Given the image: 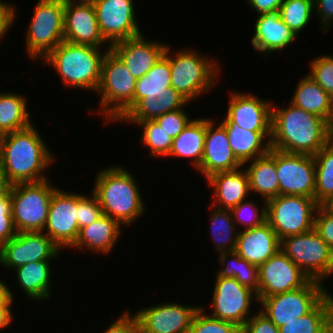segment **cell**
I'll return each instance as SVG.
<instances>
[{
	"label": "cell",
	"mask_w": 333,
	"mask_h": 333,
	"mask_svg": "<svg viewBox=\"0 0 333 333\" xmlns=\"http://www.w3.org/2000/svg\"><path fill=\"white\" fill-rule=\"evenodd\" d=\"M43 137L34 123L0 136V168L12 184L49 179L47 169L57 158Z\"/></svg>",
	"instance_id": "obj_1"
},
{
	"label": "cell",
	"mask_w": 333,
	"mask_h": 333,
	"mask_svg": "<svg viewBox=\"0 0 333 333\" xmlns=\"http://www.w3.org/2000/svg\"><path fill=\"white\" fill-rule=\"evenodd\" d=\"M329 123L290 103L272 105L270 147L314 156L329 143Z\"/></svg>",
	"instance_id": "obj_2"
},
{
	"label": "cell",
	"mask_w": 333,
	"mask_h": 333,
	"mask_svg": "<svg viewBox=\"0 0 333 333\" xmlns=\"http://www.w3.org/2000/svg\"><path fill=\"white\" fill-rule=\"evenodd\" d=\"M131 172L120 164L101 168L94 177L91 189L99 200L103 214L122 227H130L147 210L140 183Z\"/></svg>",
	"instance_id": "obj_3"
},
{
	"label": "cell",
	"mask_w": 333,
	"mask_h": 333,
	"mask_svg": "<svg viewBox=\"0 0 333 333\" xmlns=\"http://www.w3.org/2000/svg\"><path fill=\"white\" fill-rule=\"evenodd\" d=\"M103 49L62 41L42 60V65L55 70L64 88L95 93L101 78L102 62L110 47Z\"/></svg>",
	"instance_id": "obj_4"
},
{
	"label": "cell",
	"mask_w": 333,
	"mask_h": 333,
	"mask_svg": "<svg viewBox=\"0 0 333 333\" xmlns=\"http://www.w3.org/2000/svg\"><path fill=\"white\" fill-rule=\"evenodd\" d=\"M171 49L172 46L167 45L164 52L169 59L171 86L190 103L217 87L223 68L219 60L192 47Z\"/></svg>",
	"instance_id": "obj_5"
},
{
	"label": "cell",
	"mask_w": 333,
	"mask_h": 333,
	"mask_svg": "<svg viewBox=\"0 0 333 333\" xmlns=\"http://www.w3.org/2000/svg\"><path fill=\"white\" fill-rule=\"evenodd\" d=\"M137 79L132 76L121 59L110 49L104 56L101 78L95 95L99 96L98 110L106 124L116 123L133 107ZM101 113V114H100Z\"/></svg>",
	"instance_id": "obj_6"
},
{
	"label": "cell",
	"mask_w": 333,
	"mask_h": 333,
	"mask_svg": "<svg viewBox=\"0 0 333 333\" xmlns=\"http://www.w3.org/2000/svg\"><path fill=\"white\" fill-rule=\"evenodd\" d=\"M64 8L61 0H38L25 32V51L30 60H43L64 41Z\"/></svg>",
	"instance_id": "obj_7"
},
{
	"label": "cell",
	"mask_w": 333,
	"mask_h": 333,
	"mask_svg": "<svg viewBox=\"0 0 333 333\" xmlns=\"http://www.w3.org/2000/svg\"><path fill=\"white\" fill-rule=\"evenodd\" d=\"M58 187L50 179L12 185L11 213L17 232H43L51 197Z\"/></svg>",
	"instance_id": "obj_8"
},
{
	"label": "cell",
	"mask_w": 333,
	"mask_h": 333,
	"mask_svg": "<svg viewBox=\"0 0 333 333\" xmlns=\"http://www.w3.org/2000/svg\"><path fill=\"white\" fill-rule=\"evenodd\" d=\"M281 250L310 280L325 284L333 277V251L314 229L283 238Z\"/></svg>",
	"instance_id": "obj_9"
},
{
	"label": "cell",
	"mask_w": 333,
	"mask_h": 333,
	"mask_svg": "<svg viewBox=\"0 0 333 333\" xmlns=\"http://www.w3.org/2000/svg\"><path fill=\"white\" fill-rule=\"evenodd\" d=\"M318 206L313 198L278 195L266 201V221L281 241L283 238L313 230Z\"/></svg>",
	"instance_id": "obj_10"
},
{
	"label": "cell",
	"mask_w": 333,
	"mask_h": 333,
	"mask_svg": "<svg viewBox=\"0 0 333 333\" xmlns=\"http://www.w3.org/2000/svg\"><path fill=\"white\" fill-rule=\"evenodd\" d=\"M329 290L325 284L310 280L302 288H297L269 297H258L259 308L263 315L277 327H281L309 313Z\"/></svg>",
	"instance_id": "obj_11"
},
{
	"label": "cell",
	"mask_w": 333,
	"mask_h": 333,
	"mask_svg": "<svg viewBox=\"0 0 333 333\" xmlns=\"http://www.w3.org/2000/svg\"><path fill=\"white\" fill-rule=\"evenodd\" d=\"M214 277L215 284L209 306L212 311L206 313L242 328L247 320L256 313L252 312L251 307L254 302L259 304L257 293L241 285L235 278Z\"/></svg>",
	"instance_id": "obj_12"
},
{
	"label": "cell",
	"mask_w": 333,
	"mask_h": 333,
	"mask_svg": "<svg viewBox=\"0 0 333 333\" xmlns=\"http://www.w3.org/2000/svg\"><path fill=\"white\" fill-rule=\"evenodd\" d=\"M61 253L44 232H17L0 247V266L13 271L30 262L53 261Z\"/></svg>",
	"instance_id": "obj_13"
},
{
	"label": "cell",
	"mask_w": 333,
	"mask_h": 333,
	"mask_svg": "<svg viewBox=\"0 0 333 333\" xmlns=\"http://www.w3.org/2000/svg\"><path fill=\"white\" fill-rule=\"evenodd\" d=\"M78 193L58 187L51 197L43 232L60 248L70 249L79 234Z\"/></svg>",
	"instance_id": "obj_14"
},
{
	"label": "cell",
	"mask_w": 333,
	"mask_h": 333,
	"mask_svg": "<svg viewBox=\"0 0 333 333\" xmlns=\"http://www.w3.org/2000/svg\"><path fill=\"white\" fill-rule=\"evenodd\" d=\"M279 195H299L315 199L314 157L275 149Z\"/></svg>",
	"instance_id": "obj_15"
},
{
	"label": "cell",
	"mask_w": 333,
	"mask_h": 333,
	"mask_svg": "<svg viewBox=\"0 0 333 333\" xmlns=\"http://www.w3.org/2000/svg\"><path fill=\"white\" fill-rule=\"evenodd\" d=\"M134 0H96L94 8L104 39L110 44L141 35Z\"/></svg>",
	"instance_id": "obj_16"
},
{
	"label": "cell",
	"mask_w": 333,
	"mask_h": 333,
	"mask_svg": "<svg viewBox=\"0 0 333 333\" xmlns=\"http://www.w3.org/2000/svg\"><path fill=\"white\" fill-rule=\"evenodd\" d=\"M165 302L134 311L140 333H188L200 305Z\"/></svg>",
	"instance_id": "obj_17"
},
{
	"label": "cell",
	"mask_w": 333,
	"mask_h": 333,
	"mask_svg": "<svg viewBox=\"0 0 333 333\" xmlns=\"http://www.w3.org/2000/svg\"><path fill=\"white\" fill-rule=\"evenodd\" d=\"M227 113L222 124H237L249 131H271L272 105L274 101L262 99L254 93L229 92Z\"/></svg>",
	"instance_id": "obj_18"
},
{
	"label": "cell",
	"mask_w": 333,
	"mask_h": 333,
	"mask_svg": "<svg viewBox=\"0 0 333 333\" xmlns=\"http://www.w3.org/2000/svg\"><path fill=\"white\" fill-rule=\"evenodd\" d=\"M310 281L309 277L280 249L259 266L258 297H269L297 288Z\"/></svg>",
	"instance_id": "obj_19"
},
{
	"label": "cell",
	"mask_w": 333,
	"mask_h": 333,
	"mask_svg": "<svg viewBox=\"0 0 333 333\" xmlns=\"http://www.w3.org/2000/svg\"><path fill=\"white\" fill-rule=\"evenodd\" d=\"M215 119L207 117V130L200 166L196 172L203 178L217 172L234 171L243 165L232 152L225 126Z\"/></svg>",
	"instance_id": "obj_20"
},
{
	"label": "cell",
	"mask_w": 333,
	"mask_h": 333,
	"mask_svg": "<svg viewBox=\"0 0 333 333\" xmlns=\"http://www.w3.org/2000/svg\"><path fill=\"white\" fill-rule=\"evenodd\" d=\"M168 43L139 36L122 40L111 45L110 49L121 59L136 79L143 77L164 55Z\"/></svg>",
	"instance_id": "obj_21"
},
{
	"label": "cell",
	"mask_w": 333,
	"mask_h": 333,
	"mask_svg": "<svg viewBox=\"0 0 333 333\" xmlns=\"http://www.w3.org/2000/svg\"><path fill=\"white\" fill-rule=\"evenodd\" d=\"M64 41L72 44L111 47L101 34L93 4L65 5Z\"/></svg>",
	"instance_id": "obj_22"
},
{
	"label": "cell",
	"mask_w": 333,
	"mask_h": 333,
	"mask_svg": "<svg viewBox=\"0 0 333 333\" xmlns=\"http://www.w3.org/2000/svg\"><path fill=\"white\" fill-rule=\"evenodd\" d=\"M254 24L250 43L254 51L264 55L265 58L267 54L270 56L273 53H281L280 51L299 39L282 21L279 12L260 14Z\"/></svg>",
	"instance_id": "obj_23"
},
{
	"label": "cell",
	"mask_w": 333,
	"mask_h": 333,
	"mask_svg": "<svg viewBox=\"0 0 333 333\" xmlns=\"http://www.w3.org/2000/svg\"><path fill=\"white\" fill-rule=\"evenodd\" d=\"M280 249L281 241L267 221L238 232L235 251L251 264L260 266Z\"/></svg>",
	"instance_id": "obj_24"
},
{
	"label": "cell",
	"mask_w": 333,
	"mask_h": 333,
	"mask_svg": "<svg viewBox=\"0 0 333 333\" xmlns=\"http://www.w3.org/2000/svg\"><path fill=\"white\" fill-rule=\"evenodd\" d=\"M206 180L207 187L213 190V202L209 203L219 209L231 210L251 195L248 175L244 167L226 172H217Z\"/></svg>",
	"instance_id": "obj_25"
},
{
	"label": "cell",
	"mask_w": 333,
	"mask_h": 333,
	"mask_svg": "<svg viewBox=\"0 0 333 333\" xmlns=\"http://www.w3.org/2000/svg\"><path fill=\"white\" fill-rule=\"evenodd\" d=\"M123 229L116 220L103 214L95 222L79 230L78 237L70 249L110 256L116 249Z\"/></svg>",
	"instance_id": "obj_26"
},
{
	"label": "cell",
	"mask_w": 333,
	"mask_h": 333,
	"mask_svg": "<svg viewBox=\"0 0 333 333\" xmlns=\"http://www.w3.org/2000/svg\"><path fill=\"white\" fill-rule=\"evenodd\" d=\"M189 101L172 86L168 91L144 93L141 98L119 121L135 125L139 121L155 118L174 110L188 107ZM123 121V122H122Z\"/></svg>",
	"instance_id": "obj_27"
},
{
	"label": "cell",
	"mask_w": 333,
	"mask_h": 333,
	"mask_svg": "<svg viewBox=\"0 0 333 333\" xmlns=\"http://www.w3.org/2000/svg\"><path fill=\"white\" fill-rule=\"evenodd\" d=\"M52 267L51 261H37L14 269L15 282L17 281L16 283L24 292V297L28 298L27 300L45 303L52 297L51 292H54L51 291L52 283H54L52 282L54 274Z\"/></svg>",
	"instance_id": "obj_28"
},
{
	"label": "cell",
	"mask_w": 333,
	"mask_h": 333,
	"mask_svg": "<svg viewBox=\"0 0 333 333\" xmlns=\"http://www.w3.org/2000/svg\"><path fill=\"white\" fill-rule=\"evenodd\" d=\"M249 180L252 197L258 194L262 202L279 195V179L275 167V149L261 157L243 164Z\"/></svg>",
	"instance_id": "obj_29"
},
{
	"label": "cell",
	"mask_w": 333,
	"mask_h": 333,
	"mask_svg": "<svg viewBox=\"0 0 333 333\" xmlns=\"http://www.w3.org/2000/svg\"><path fill=\"white\" fill-rule=\"evenodd\" d=\"M223 125L232 152L242 165L269 152L271 131H249L237 124Z\"/></svg>",
	"instance_id": "obj_30"
},
{
	"label": "cell",
	"mask_w": 333,
	"mask_h": 333,
	"mask_svg": "<svg viewBox=\"0 0 333 333\" xmlns=\"http://www.w3.org/2000/svg\"><path fill=\"white\" fill-rule=\"evenodd\" d=\"M207 130V117L192 119L184 130L173 139L169 158L189 159L191 166L197 169L202 160L205 135Z\"/></svg>",
	"instance_id": "obj_31"
},
{
	"label": "cell",
	"mask_w": 333,
	"mask_h": 333,
	"mask_svg": "<svg viewBox=\"0 0 333 333\" xmlns=\"http://www.w3.org/2000/svg\"><path fill=\"white\" fill-rule=\"evenodd\" d=\"M306 112L324 118L330 123L333 115V97L323 90L308 74L303 75L296 84L289 101Z\"/></svg>",
	"instance_id": "obj_32"
},
{
	"label": "cell",
	"mask_w": 333,
	"mask_h": 333,
	"mask_svg": "<svg viewBox=\"0 0 333 333\" xmlns=\"http://www.w3.org/2000/svg\"><path fill=\"white\" fill-rule=\"evenodd\" d=\"M17 93L0 91V136L25 129L33 124L27 107L29 99Z\"/></svg>",
	"instance_id": "obj_33"
},
{
	"label": "cell",
	"mask_w": 333,
	"mask_h": 333,
	"mask_svg": "<svg viewBox=\"0 0 333 333\" xmlns=\"http://www.w3.org/2000/svg\"><path fill=\"white\" fill-rule=\"evenodd\" d=\"M211 243L215 245L217 254L234 251L238 238L236 227L230 210L219 209L209 204Z\"/></svg>",
	"instance_id": "obj_34"
},
{
	"label": "cell",
	"mask_w": 333,
	"mask_h": 333,
	"mask_svg": "<svg viewBox=\"0 0 333 333\" xmlns=\"http://www.w3.org/2000/svg\"><path fill=\"white\" fill-rule=\"evenodd\" d=\"M168 87H171V70L169 59L163 55L143 77L137 79L133 106L144 97V93L164 92Z\"/></svg>",
	"instance_id": "obj_35"
},
{
	"label": "cell",
	"mask_w": 333,
	"mask_h": 333,
	"mask_svg": "<svg viewBox=\"0 0 333 333\" xmlns=\"http://www.w3.org/2000/svg\"><path fill=\"white\" fill-rule=\"evenodd\" d=\"M315 201L321 205L333 194V144L330 142L314 156Z\"/></svg>",
	"instance_id": "obj_36"
},
{
	"label": "cell",
	"mask_w": 333,
	"mask_h": 333,
	"mask_svg": "<svg viewBox=\"0 0 333 333\" xmlns=\"http://www.w3.org/2000/svg\"><path fill=\"white\" fill-rule=\"evenodd\" d=\"M279 333H329L326 296L307 314L278 327Z\"/></svg>",
	"instance_id": "obj_37"
},
{
	"label": "cell",
	"mask_w": 333,
	"mask_h": 333,
	"mask_svg": "<svg viewBox=\"0 0 333 333\" xmlns=\"http://www.w3.org/2000/svg\"><path fill=\"white\" fill-rule=\"evenodd\" d=\"M140 127L141 138L140 142L147 149L149 158H163L167 159L173 139L167 135V133L160 128V126L155 122V120H143L135 124Z\"/></svg>",
	"instance_id": "obj_38"
},
{
	"label": "cell",
	"mask_w": 333,
	"mask_h": 333,
	"mask_svg": "<svg viewBox=\"0 0 333 333\" xmlns=\"http://www.w3.org/2000/svg\"><path fill=\"white\" fill-rule=\"evenodd\" d=\"M278 12L282 21L299 37L315 15L314 0H284Z\"/></svg>",
	"instance_id": "obj_39"
},
{
	"label": "cell",
	"mask_w": 333,
	"mask_h": 333,
	"mask_svg": "<svg viewBox=\"0 0 333 333\" xmlns=\"http://www.w3.org/2000/svg\"><path fill=\"white\" fill-rule=\"evenodd\" d=\"M249 198H251V200L247 199L242 201L230 210L238 230H240L239 226H243L241 229L243 230L255 228L266 222V202H263L261 206L259 205L258 207V202H254L255 200H252V196Z\"/></svg>",
	"instance_id": "obj_40"
},
{
	"label": "cell",
	"mask_w": 333,
	"mask_h": 333,
	"mask_svg": "<svg viewBox=\"0 0 333 333\" xmlns=\"http://www.w3.org/2000/svg\"><path fill=\"white\" fill-rule=\"evenodd\" d=\"M202 306L196 312L188 333H242V328L229 321L211 317Z\"/></svg>",
	"instance_id": "obj_41"
},
{
	"label": "cell",
	"mask_w": 333,
	"mask_h": 333,
	"mask_svg": "<svg viewBox=\"0 0 333 333\" xmlns=\"http://www.w3.org/2000/svg\"><path fill=\"white\" fill-rule=\"evenodd\" d=\"M309 62L308 75L330 96L333 97V54L313 57Z\"/></svg>",
	"instance_id": "obj_42"
},
{
	"label": "cell",
	"mask_w": 333,
	"mask_h": 333,
	"mask_svg": "<svg viewBox=\"0 0 333 333\" xmlns=\"http://www.w3.org/2000/svg\"><path fill=\"white\" fill-rule=\"evenodd\" d=\"M90 194L78 192L77 222L79 230L95 222L103 215L98 198L92 192Z\"/></svg>",
	"instance_id": "obj_43"
},
{
	"label": "cell",
	"mask_w": 333,
	"mask_h": 333,
	"mask_svg": "<svg viewBox=\"0 0 333 333\" xmlns=\"http://www.w3.org/2000/svg\"><path fill=\"white\" fill-rule=\"evenodd\" d=\"M190 115L191 114H189L186 109L181 108L167 112L155 118L154 120L160 126V128H162L167 133L168 136L174 139L193 119L192 115Z\"/></svg>",
	"instance_id": "obj_44"
},
{
	"label": "cell",
	"mask_w": 333,
	"mask_h": 333,
	"mask_svg": "<svg viewBox=\"0 0 333 333\" xmlns=\"http://www.w3.org/2000/svg\"><path fill=\"white\" fill-rule=\"evenodd\" d=\"M11 207V193L0 198V247L17 234L13 223Z\"/></svg>",
	"instance_id": "obj_45"
},
{
	"label": "cell",
	"mask_w": 333,
	"mask_h": 333,
	"mask_svg": "<svg viewBox=\"0 0 333 333\" xmlns=\"http://www.w3.org/2000/svg\"><path fill=\"white\" fill-rule=\"evenodd\" d=\"M314 230L333 251V212L322 205H319L315 212Z\"/></svg>",
	"instance_id": "obj_46"
},
{
	"label": "cell",
	"mask_w": 333,
	"mask_h": 333,
	"mask_svg": "<svg viewBox=\"0 0 333 333\" xmlns=\"http://www.w3.org/2000/svg\"><path fill=\"white\" fill-rule=\"evenodd\" d=\"M241 285L250 288L254 292L259 291V266L247 262L244 258L239 259L238 275L234 277Z\"/></svg>",
	"instance_id": "obj_47"
},
{
	"label": "cell",
	"mask_w": 333,
	"mask_h": 333,
	"mask_svg": "<svg viewBox=\"0 0 333 333\" xmlns=\"http://www.w3.org/2000/svg\"><path fill=\"white\" fill-rule=\"evenodd\" d=\"M127 309L118 318L110 323L103 333H140V324L135 313Z\"/></svg>",
	"instance_id": "obj_48"
},
{
	"label": "cell",
	"mask_w": 333,
	"mask_h": 333,
	"mask_svg": "<svg viewBox=\"0 0 333 333\" xmlns=\"http://www.w3.org/2000/svg\"><path fill=\"white\" fill-rule=\"evenodd\" d=\"M242 333H279L278 327L259 310L242 327Z\"/></svg>",
	"instance_id": "obj_49"
},
{
	"label": "cell",
	"mask_w": 333,
	"mask_h": 333,
	"mask_svg": "<svg viewBox=\"0 0 333 333\" xmlns=\"http://www.w3.org/2000/svg\"><path fill=\"white\" fill-rule=\"evenodd\" d=\"M217 257L220 266L215 272L216 276L234 278L238 275L239 259L241 257L235 250L219 253Z\"/></svg>",
	"instance_id": "obj_50"
},
{
	"label": "cell",
	"mask_w": 333,
	"mask_h": 333,
	"mask_svg": "<svg viewBox=\"0 0 333 333\" xmlns=\"http://www.w3.org/2000/svg\"><path fill=\"white\" fill-rule=\"evenodd\" d=\"M314 13L320 22L318 29L325 34L333 25V0H314Z\"/></svg>",
	"instance_id": "obj_51"
},
{
	"label": "cell",
	"mask_w": 333,
	"mask_h": 333,
	"mask_svg": "<svg viewBox=\"0 0 333 333\" xmlns=\"http://www.w3.org/2000/svg\"><path fill=\"white\" fill-rule=\"evenodd\" d=\"M17 8L11 2L0 0V40L10 31L17 18ZM1 42V41H0Z\"/></svg>",
	"instance_id": "obj_52"
},
{
	"label": "cell",
	"mask_w": 333,
	"mask_h": 333,
	"mask_svg": "<svg viewBox=\"0 0 333 333\" xmlns=\"http://www.w3.org/2000/svg\"><path fill=\"white\" fill-rule=\"evenodd\" d=\"M284 0H248V7L252 8L253 11L260 14H268L278 12L281 4Z\"/></svg>",
	"instance_id": "obj_53"
},
{
	"label": "cell",
	"mask_w": 333,
	"mask_h": 333,
	"mask_svg": "<svg viewBox=\"0 0 333 333\" xmlns=\"http://www.w3.org/2000/svg\"><path fill=\"white\" fill-rule=\"evenodd\" d=\"M9 284L0 279V310H13L15 303L14 291L10 289Z\"/></svg>",
	"instance_id": "obj_54"
},
{
	"label": "cell",
	"mask_w": 333,
	"mask_h": 333,
	"mask_svg": "<svg viewBox=\"0 0 333 333\" xmlns=\"http://www.w3.org/2000/svg\"><path fill=\"white\" fill-rule=\"evenodd\" d=\"M14 315L13 310H0V332L9 328V325H12Z\"/></svg>",
	"instance_id": "obj_55"
},
{
	"label": "cell",
	"mask_w": 333,
	"mask_h": 333,
	"mask_svg": "<svg viewBox=\"0 0 333 333\" xmlns=\"http://www.w3.org/2000/svg\"><path fill=\"white\" fill-rule=\"evenodd\" d=\"M12 183L9 181L7 176L2 172L0 168V198L10 193Z\"/></svg>",
	"instance_id": "obj_56"
},
{
	"label": "cell",
	"mask_w": 333,
	"mask_h": 333,
	"mask_svg": "<svg viewBox=\"0 0 333 333\" xmlns=\"http://www.w3.org/2000/svg\"><path fill=\"white\" fill-rule=\"evenodd\" d=\"M333 293L331 291L329 292L327 290L325 296H326V302L329 309V333H333Z\"/></svg>",
	"instance_id": "obj_57"
},
{
	"label": "cell",
	"mask_w": 333,
	"mask_h": 333,
	"mask_svg": "<svg viewBox=\"0 0 333 333\" xmlns=\"http://www.w3.org/2000/svg\"><path fill=\"white\" fill-rule=\"evenodd\" d=\"M64 5H74V4H94L96 0H61Z\"/></svg>",
	"instance_id": "obj_58"
},
{
	"label": "cell",
	"mask_w": 333,
	"mask_h": 333,
	"mask_svg": "<svg viewBox=\"0 0 333 333\" xmlns=\"http://www.w3.org/2000/svg\"><path fill=\"white\" fill-rule=\"evenodd\" d=\"M325 209L333 212V194L321 204Z\"/></svg>",
	"instance_id": "obj_59"
},
{
	"label": "cell",
	"mask_w": 333,
	"mask_h": 333,
	"mask_svg": "<svg viewBox=\"0 0 333 333\" xmlns=\"http://www.w3.org/2000/svg\"><path fill=\"white\" fill-rule=\"evenodd\" d=\"M329 141L331 144H333V115H332V119L329 123Z\"/></svg>",
	"instance_id": "obj_60"
}]
</instances>
